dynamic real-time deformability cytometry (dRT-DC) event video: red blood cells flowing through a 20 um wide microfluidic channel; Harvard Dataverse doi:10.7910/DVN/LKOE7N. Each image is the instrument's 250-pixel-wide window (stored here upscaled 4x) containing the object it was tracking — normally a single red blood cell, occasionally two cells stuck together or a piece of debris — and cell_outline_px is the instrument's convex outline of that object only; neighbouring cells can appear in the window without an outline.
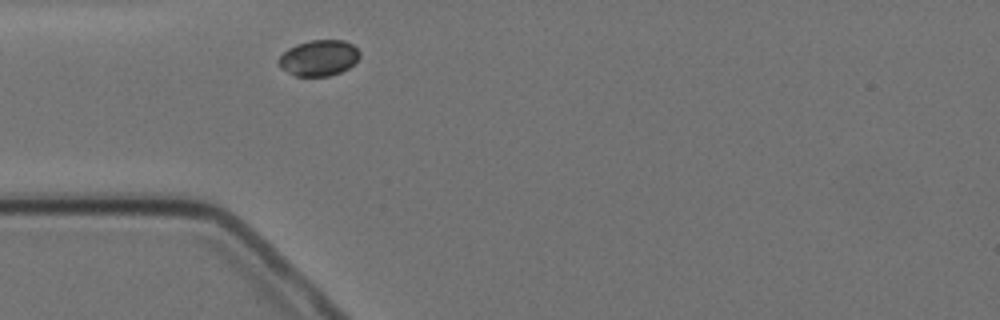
{"species": "Egyptian fruit bat (a non-hibernating species)", "species_latin": "Rousettus aegyptiacus", "temperature_condition": "cold", "stored_images_in_passage": 1, "camera_frame_rate_fps": 3000, "um_per_image_px": 0.085, "animal": {"sex": "female"}, "frame": {"image": 1, "passage_image": 1, "time_ms": 0.0, "image_size_px": [1000, 320], "cell_outline_px": [[360, 56], [348, 68], [340, 72], [328, 76], [296, 76], [280, 68], [276, 60], [288, 48], [296, 44], [312, 40], [344, 40], [352, 44], [360, 52]], "centroid_in_image_um": [27.07, 4.92], "position_along_channel_um": 57.9, "area_um2": 16.94}}